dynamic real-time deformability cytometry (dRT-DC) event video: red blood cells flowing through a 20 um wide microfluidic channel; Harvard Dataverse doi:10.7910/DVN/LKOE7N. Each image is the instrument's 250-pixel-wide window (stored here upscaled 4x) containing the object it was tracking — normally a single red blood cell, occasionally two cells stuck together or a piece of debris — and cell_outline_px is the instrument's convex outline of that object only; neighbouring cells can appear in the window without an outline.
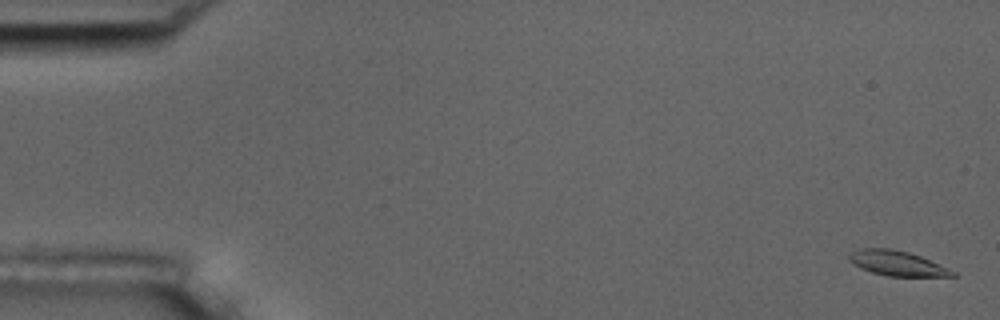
{"species": "common noctule bat (a hibernating species)", "species_latin": "Nyctalus noctula", "temperature_condition": "room temperature", "stored_images_in_passage": 56, "camera_frame_rate_fps": 3000, "um_per_image_px": 0.085, "animal": {"sex": "male", "body_mass_g": 17.5, "forearm_length_mm": 52.3}, "frame": {"image": 1, "passage_image": 2, "time_ms": 0.333, "image_size_px": [1000, 320], "cell_outline_px": [[956, 276], [888, 276], [872, 272], [860, 268], [852, 264], [848, 260], [848, 256], [852, 252], [860, 248], [888, 248], [908, 252], [920, 256], [948, 268], [956, 272]], "centroid_in_image_um": [76.22, 22.38], "position_along_channel_um": 8.8, "area_um2": 14.91}}
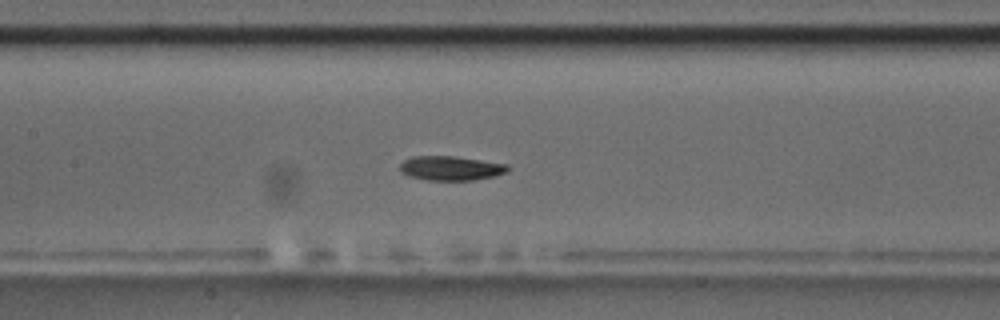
{"frame": {"image": 2, "passage_image": 27, "time_ms": 8.667, "image_size_px": [1000, 320], "cell_outline_px": [[512, 168], [508, 172], [496, 176], [476, 180], [428, 180], [408, 176], [400, 172], [400, 164], [404, 160], [412, 156], [452, 156], [508, 164]], "centroid_in_image_um": [38.35, 14.3], "position_along_channel_um": 169.0, "area_um2": 15.49}}
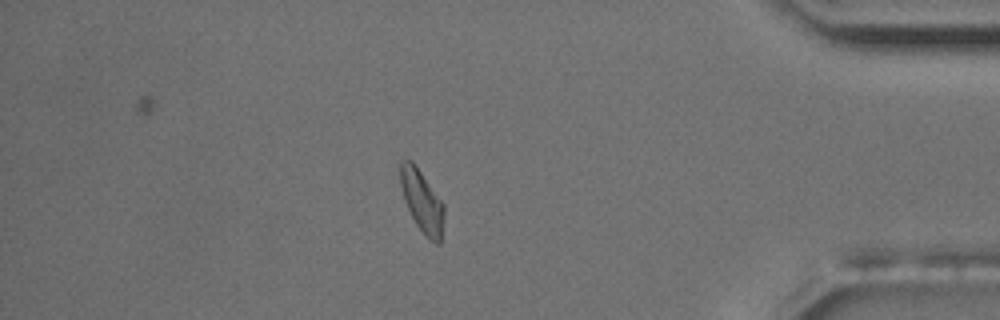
{"frame": {"image": 3, "passage_image": 49, "time_ms": 16.0, "image_size_px": [1000, 320], "cell_outline_px": [[444, 216], [440, 244], [436, 244], [416, 224], [404, 200], [400, 184], [400, 160], [412, 160], [444, 204]], "centroid_in_image_um": [35.86, 17.07], "position_along_channel_um": 399.3, "area_um2": 15.49}, "authors_computed_cell_mechanics": {"area_um2": 15.5771, "velocity_mm_per_s": 3.6335, "shape_relaxation_time_tau1_ms": 4.4256, "shape_relaxation_time_tau2_ms": null, "deformation_change_tau1": 0.1289, "deformation_change_tau2": null}}